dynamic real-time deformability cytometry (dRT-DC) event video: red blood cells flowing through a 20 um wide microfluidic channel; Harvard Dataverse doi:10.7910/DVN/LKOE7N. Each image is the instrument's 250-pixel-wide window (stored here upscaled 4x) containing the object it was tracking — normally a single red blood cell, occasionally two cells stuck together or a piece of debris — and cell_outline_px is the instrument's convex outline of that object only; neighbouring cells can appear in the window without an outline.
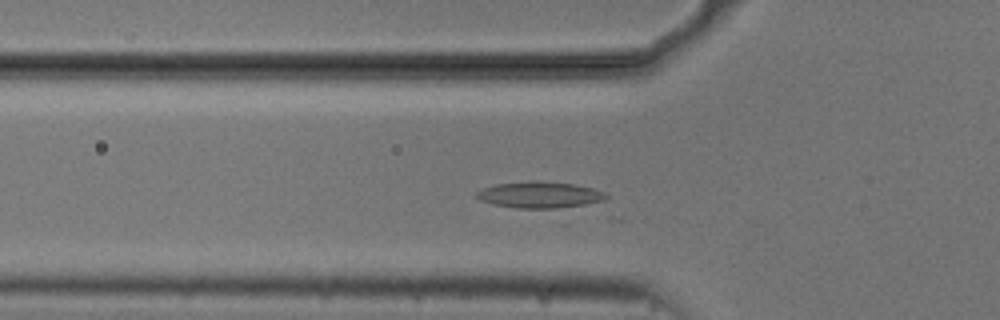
{"species": "common noctule bat (a hibernating species)", "species_latin": "Nyctalus noctula", "temperature_condition": "cold", "stored_images_in_passage": 28, "camera_frame_rate_fps": 3000, "um_per_image_px": 0.085, "animal": {"sex": "male", "body_mass_g": 20.5, "forearm_length_mm": 52.5}, "frame": {"image": 1, "passage_image": 17, "time_ms": 5.333, "image_size_px": [1000, 320], "cell_outline_px": [[608, 196], [600, 204], [556, 208], [516, 208], [492, 204], [480, 200], [476, 196], [476, 192], [484, 188], [496, 184], [532, 180], [576, 184], [592, 188], [604, 192]], "centroid_in_image_um": [45.95, 16.57], "position_along_channel_um": 79.9, "area_um2": 20.23}}
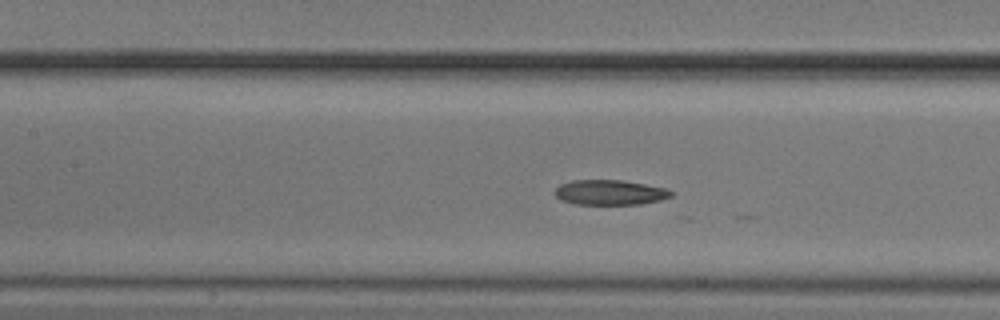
{"frame": {"image": 2, "passage_image": 23, "time_ms": 7.333, "image_size_px": [1000, 320], "cell_outline_px": [[676, 192], [672, 196], [660, 200], [640, 204], [576, 204], [560, 200], [556, 196], [556, 188], [560, 184], [572, 180], [620, 180], [644, 184], [664, 188]], "centroid_in_image_um": [51.85, 16.36], "position_along_channel_um": 155.5, "area_um2": 16.88}}
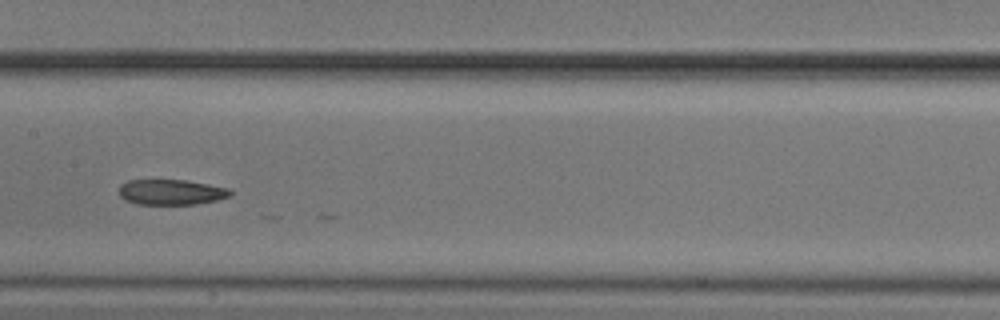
{"frame": {"image": 3, "passage_image": 26, "time_ms": 8.333, "image_size_px": [1000, 320], "cell_outline_px": [[232, 196], [216, 200], [196, 204], [136, 204], [124, 200], [120, 196], [120, 184], [128, 180], [184, 180], [208, 184], [228, 188], [232, 192]], "centroid_in_image_um": [14.54, 16.33], "position_along_channel_um": 192.9, "area_um2": 16.47}}